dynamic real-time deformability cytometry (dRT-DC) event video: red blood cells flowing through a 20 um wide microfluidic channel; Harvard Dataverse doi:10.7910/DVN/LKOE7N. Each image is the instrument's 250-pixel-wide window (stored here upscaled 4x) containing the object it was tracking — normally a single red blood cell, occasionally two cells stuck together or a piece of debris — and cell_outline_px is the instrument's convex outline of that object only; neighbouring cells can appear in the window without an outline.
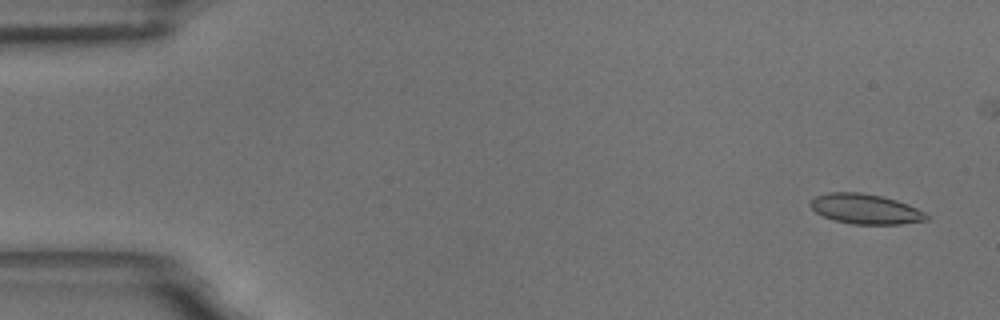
{"species": "common noctule bat (a hibernating species)", "species_latin": "Nyctalus noctula", "temperature_condition": "room temperature", "stored_images_in_passage": 48, "camera_frame_rate_fps": 3000, "um_per_image_px": 0.085, "animal": {"sex": "male", "body_mass_g": 18.8}, "frame": {"image": 1, "passage_image": 3, "time_ms": 0.667, "image_size_px": [1000, 320], "cell_outline_px": [[928, 220], [900, 224], [852, 224], [836, 220], [824, 216], [816, 212], [808, 204], [816, 196], [828, 192], [860, 192], [880, 196], [896, 200], [908, 204], [924, 212], [928, 216]], "centroid_in_image_um": [73.56, 17.76], "position_along_channel_um": 11.4, "area_um2": 20.11}}
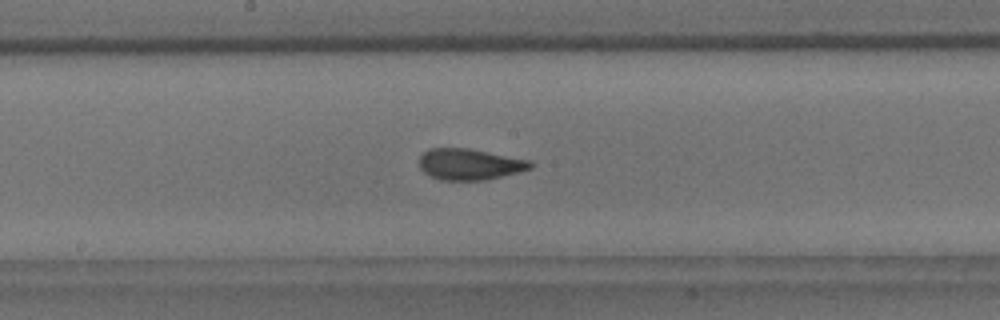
{"frame": {"image": 2, "passage_image": 31, "time_ms": 10.0, "image_size_px": [1000, 320], "cell_outline_px": [[532, 168], [484, 180], [440, 180], [424, 172], [420, 168], [420, 156], [428, 148], [468, 148], [532, 160]], "centroid_in_image_um": [39.91, 13.95], "position_along_channel_um": 208.3, "area_um2": 20.06}}
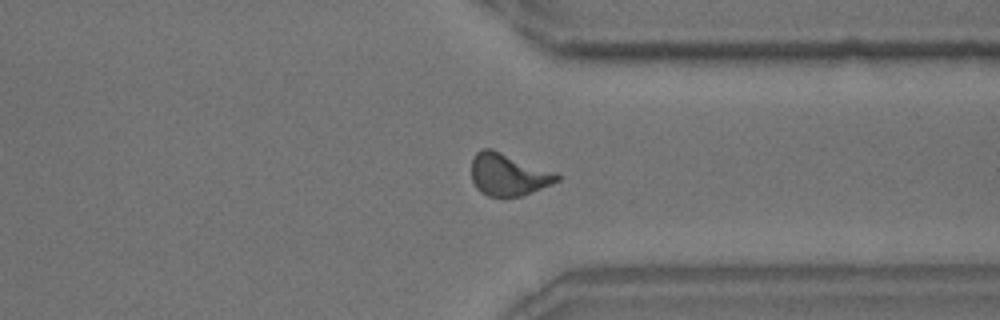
{"frame": {"image": 3, "passage_image": 45, "time_ms": 14.667, "image_size_px": [1000, 320], "cell_outline_px": [[560, 180], [552, 184], [520, 196], [488, 196], [480, 192], [476, 188], [472, 180], [472, 156], [476, 152], [484, 148], [492, 148], [556, 172], [560, 176]], "centroid_in_image_um": [43.19, 14.82], "position_along_channel_um": 368.2, "area_um2": 21.1}}